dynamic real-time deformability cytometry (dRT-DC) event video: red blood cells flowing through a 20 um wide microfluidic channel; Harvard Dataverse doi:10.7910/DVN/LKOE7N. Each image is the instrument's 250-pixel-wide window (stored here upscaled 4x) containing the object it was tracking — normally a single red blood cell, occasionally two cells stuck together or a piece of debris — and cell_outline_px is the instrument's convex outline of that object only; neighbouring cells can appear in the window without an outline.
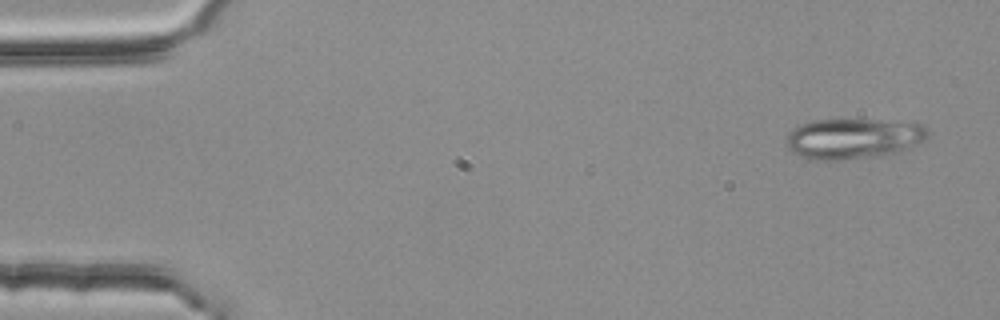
{"species": "common noctule bat (a hibernating species)", "species_latin": "Nyctalus noctula", "temperature_condition": "room temperature", "stored_images_in_passage": 5, "camera_frame_rate_fps": 3000, "um_per_image_px": 0.085, "animal": {"sex": "female", "body_mass_g": 25.1}, "frame": {"image": 1, "passage_image": 1, "time_ms": 0.0, "image_size_px": [1000, 320], "cell_outline_px": [[928, 136], [920, 144], [900, 152], [880, 156], [840, 160], [812, 160], [800, 156], [792, 152], [784, 144], [784, 140], [788, 132], [792, 128], [800, 124], [812, 120], [876, 120], [924, 124], [928, 128]], "centroid_in_image_um": [72.51, 11.79], "position_along_channel_um": 12.5, "area_um2": 33.93}}